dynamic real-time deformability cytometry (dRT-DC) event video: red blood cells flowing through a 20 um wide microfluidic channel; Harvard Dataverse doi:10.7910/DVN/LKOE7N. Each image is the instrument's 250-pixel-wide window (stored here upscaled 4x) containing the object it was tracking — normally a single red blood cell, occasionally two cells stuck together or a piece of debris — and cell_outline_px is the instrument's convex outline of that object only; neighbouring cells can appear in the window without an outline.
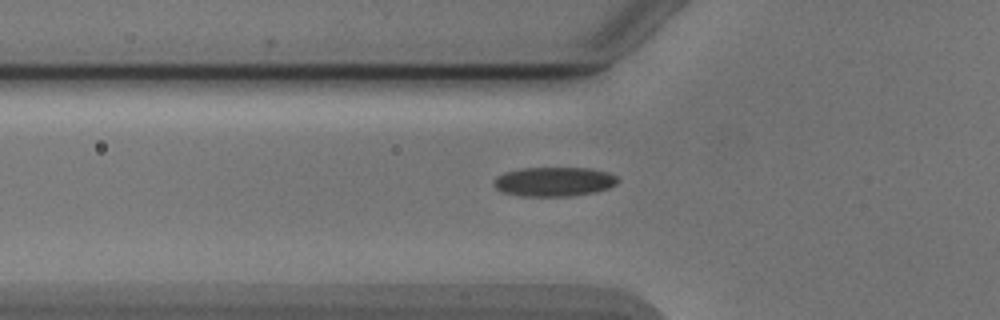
{"species": "Egyptian fruit bat (a non-hibernating species)", "species_latin": "Rousettus aegyptiacus", "temperature_condition": "cold", "stored_images_in_passage": 39, "camera_frame_rate_fps": 3000, "um_per_image_px": 0.085, "animal": {"sex": "male"}, "frame": {"image": 1, "passage_image": 9, "time_ms": 2.667, "image_size_px": [1000, 320], "cell_outline_px": [[620, 180], [616, 184], [608, 188], [596, 192], [572, 196], [520, 196], [500, 192], [492, 184], [492, 180], [496, 176], [504, 172], [520, 168], [592, 168], [608, 172], [616, 176]], "centroid_in_image_um": [47.06, 15.44], "position_along_channel_um": 78.7, "area_um2": 21.56}}
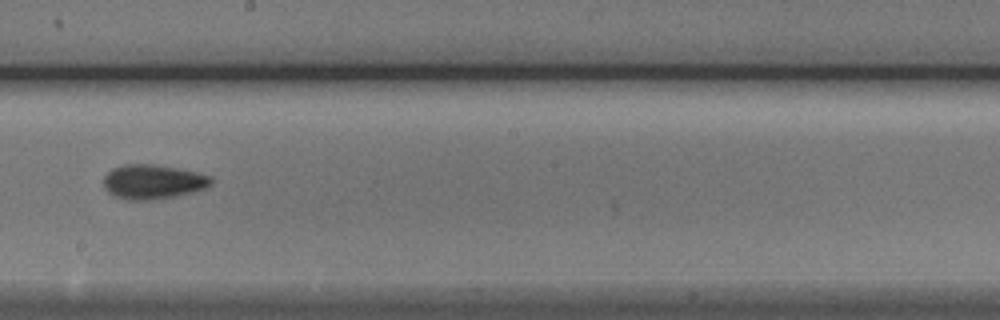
{"frame": {"image": 2, "passage_image": 21, "time_ms": 6.667, "image_size_px": [1000, 320], "cell_outline_px": [[212, 184], [204, 188], [192, 192], [172, 196], [148, 200], [128, 200], [116, 196], [108, 192], [104, 184], [104, 176], [112, 168], [124, 164], [152, 164], [176, 168], [196, 172], [212, 176]], "centroid_in_image_um": [12.99, 15.44], "position_along_channel_um": 235.2, "area_um2": 21.33}}
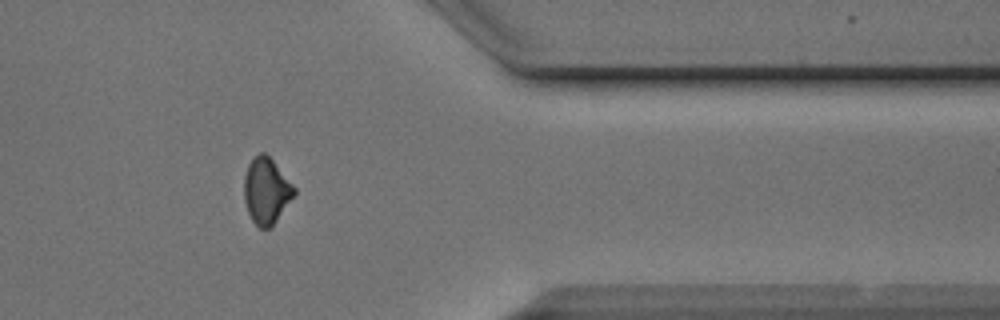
{"frame": {"image": 3, "passage_image": 34, "time_ms": 11.0, "image_size_px": [1000, 320], "cell_outline_px": [[296, 192], [276, 220], [268, 228], [260, 228], [252, 220], [248, 212], [244, 200], [244, 176], [248, 164], [260, 152], [264, 152], [272, 160], [296, 188]], "centroid_in_image_um": [22.62, 16.21], "position_along_channel_um": 388.8, "area_um2": 18.84}}